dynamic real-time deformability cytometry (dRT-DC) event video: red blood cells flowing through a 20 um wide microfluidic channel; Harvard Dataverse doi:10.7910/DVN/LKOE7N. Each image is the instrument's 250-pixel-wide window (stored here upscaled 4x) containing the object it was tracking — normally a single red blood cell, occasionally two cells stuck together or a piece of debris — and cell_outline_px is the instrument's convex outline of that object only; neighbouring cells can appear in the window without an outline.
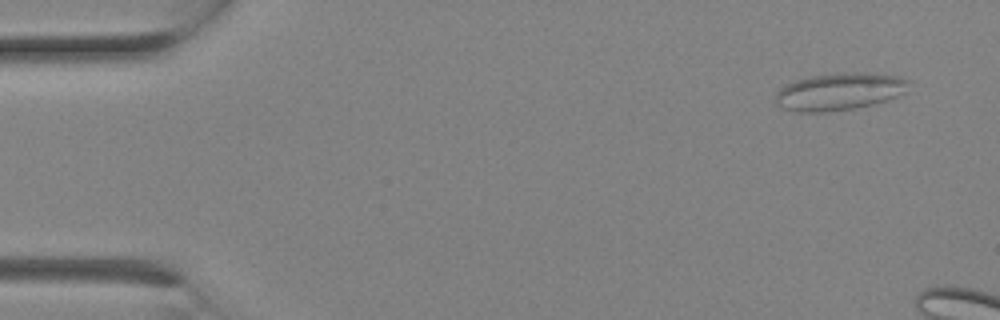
{"species": "Egyptian fruit bat (a non-hibernating species)", "species_latin": "Rousettus aegyptiacus", "temperature_condition": "room temperature", "stored_images_in_passage": 4, "camera_frame_rate_fps": 3000, "um_per_image_px": 0.085, "animal": {"sex": "female"}, "frame": {"image": 1, "passage_image": 1, "time_ms": 0.0, "image_size_px": [1000, 320], "cell_outline_px": [[912, 80], [904, 92], [888, 100], [856, 108], [828, 112], [796, 112], [780, 108], [776, 104], [776, 92], [784, 84], [796, 80], [812, 76], [836, 72], [864, 72], [900, 76]], "centroid_in_image_um": [71.34, 7.78], "position_along_channel_um": 13.7, "area_um2": 29.42}}